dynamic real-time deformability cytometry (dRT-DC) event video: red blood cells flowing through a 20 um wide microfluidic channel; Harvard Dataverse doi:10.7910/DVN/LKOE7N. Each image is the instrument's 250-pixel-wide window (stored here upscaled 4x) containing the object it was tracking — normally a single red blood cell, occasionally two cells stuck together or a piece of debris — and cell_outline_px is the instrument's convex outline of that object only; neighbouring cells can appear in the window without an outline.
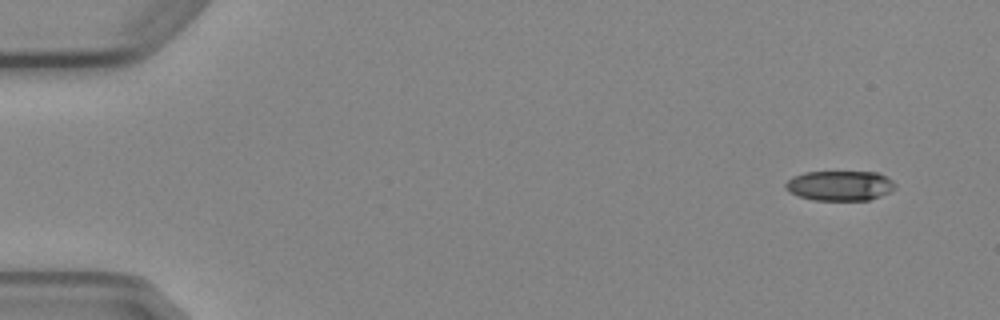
{"species": "Egyptian fruit bat (a non-hibernating species)", "species_latin": "Rousettus aegyptiacus", "temperature_condition": "cold", "stored_images_in_passage": 5, "camera_frame_rate_fps": 3000, "um_per_image_px": 0.085, "animal": {"sex": "female"}, "frame": {"image": 1, "passage_image": 1, "time_ms": 0.0, "image_size_px": [1000, 320], "cell_outline_px": [[896, 188], [892, 192], [868, 200], [812, 200], [800, 196], [784, 188], [784, 184], [792, 176], [804, 172], [880, 172], [888, 176], [896, 184]], "centroid_in_image_um": [71.44, 15.77], "position_along_channel_um": 13.6, "area_um2": 19.36}}